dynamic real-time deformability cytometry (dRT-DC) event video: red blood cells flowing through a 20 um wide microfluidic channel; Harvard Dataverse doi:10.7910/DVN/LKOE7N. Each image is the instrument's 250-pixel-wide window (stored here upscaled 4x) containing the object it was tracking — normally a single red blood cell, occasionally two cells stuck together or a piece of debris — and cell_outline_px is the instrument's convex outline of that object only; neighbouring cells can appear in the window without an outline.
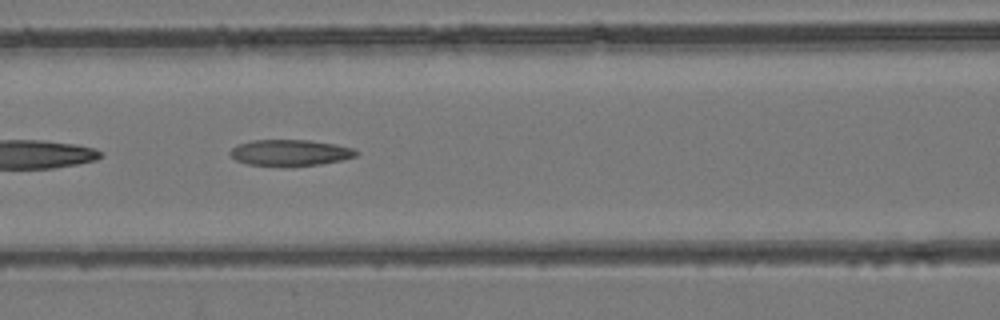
{"species": "common noctule bat (a hibernating species)", "species_latin": "Nyctalus noctula", "temperature_condition": "room temperature", "stored_images_in_passage": 10, "camera_frame_rate_fps": 3000, "um_per_image_px": 0.085, "animal": {"sex": "female", "body_mass_g": 24.6, "forearm_length_mm": 56.2}, "frame": {"image": 1, "passage_image": 7, "time_ms": 2.0, "image_size_px": [1000, 320], "cell_outline_px": [[360, 152], [356, 156], [340, 160], [320, 164], [292, 168], [248, 164], [236, 160], [228, 152], [236, 144], [252, 140], [308, 140], [336, 144], [352, 148]], "centroid_in_image_um": [24.64, 13.0], "position_along_channel_um": 142.0, "area_um2": 19.65}}